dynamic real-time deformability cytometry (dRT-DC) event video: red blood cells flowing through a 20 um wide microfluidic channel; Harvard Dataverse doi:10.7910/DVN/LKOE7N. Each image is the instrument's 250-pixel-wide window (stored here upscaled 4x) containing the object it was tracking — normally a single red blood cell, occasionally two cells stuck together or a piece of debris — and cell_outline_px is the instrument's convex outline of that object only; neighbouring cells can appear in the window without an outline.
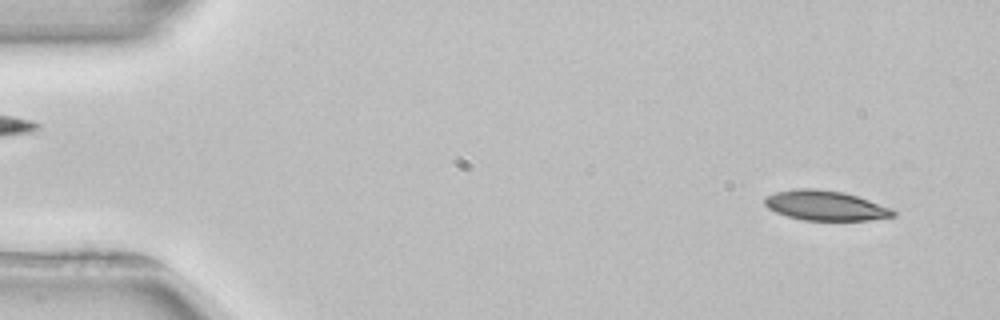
{"species": "common noctule bat (a hibernating species)", "species_latin": "Nyctalus noctula", "temperature_condition": "room temperature", "stored_images_in_passage": 51, "camera_frame_rate_fps": 3000, "um_per_image_px": 0.085, "animal": {"sex": "female", "body_mass_g": 22.7, "forearm_length_mm": 54.2}, "frame": {"image": 1, "passage_image": 3, "time_ms": 0.667, "image_size_px": [1000, 320], "cell_outline_px": [[896, 216], [868, 220], [804, 220], [788, 216], [776, 212], [768, 208], [764, 204], [764, 196], [776, 192], [796, 188], [816, 188], [844, 192], [892, 208], [896, 212]], "centroid_in_image_um": [70.14, 17.46], "position_along_channel_um": 14.9, "area_um2": 22.37}}
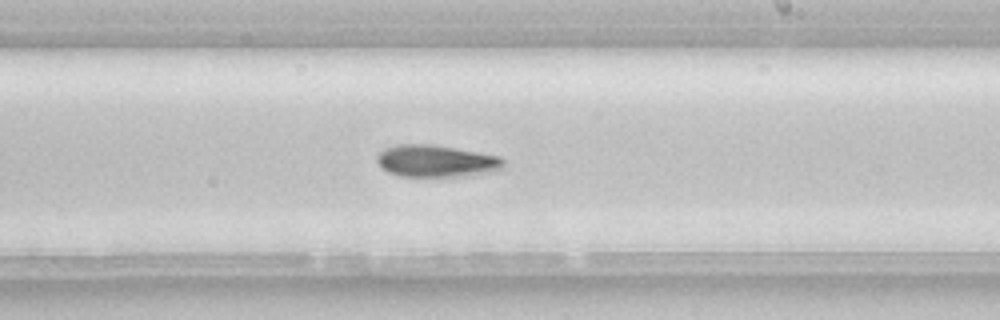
{"frame": {"image": 2, "passage_image": 30, "time_ms": 9.667, "image_size_px": [1000, 320], "cell_outline_px": [[504, 168], [492, 172], [464, 176], [400, 176], [388, 172], [380, 168], [376, 160], [376, 156], [384, 148], [396, 144], [432, 144], [500, 156], [504, 160]], "centroid_in_image_um": [37.06, 13.69], "position_along_channel_um": 251.9, "area_um2": 23.81}, "authors_computed_cell_mechanics": {"area_um2": 23.0622, "velocity_mm_per_s": 3.9264, "shape_relaxation_time_tau1_ms": 9.95, "shape_relaxation_time_tau2_ms": null, "deformation_change_tau1": 0.1988, "deformation_change_tau2": null}}